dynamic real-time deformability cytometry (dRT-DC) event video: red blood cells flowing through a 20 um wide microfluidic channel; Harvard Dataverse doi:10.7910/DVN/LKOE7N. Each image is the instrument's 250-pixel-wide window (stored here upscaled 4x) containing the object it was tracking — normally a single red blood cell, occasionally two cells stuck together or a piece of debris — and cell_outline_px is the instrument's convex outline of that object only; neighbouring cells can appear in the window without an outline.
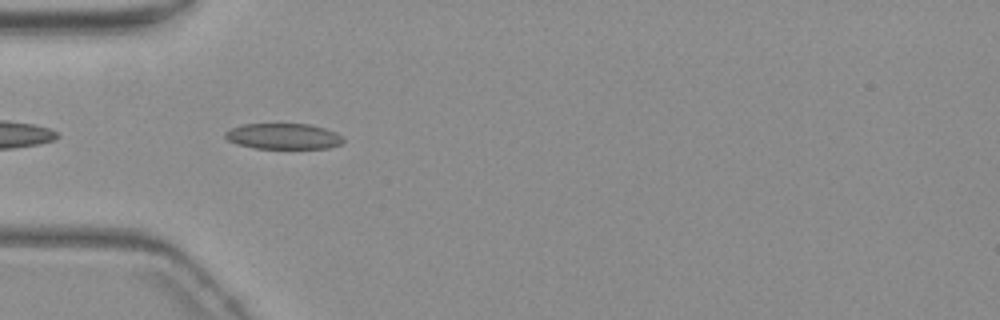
{"species": "common noctule bat (a hibernating species)", "species_latin": "Nyctalus noctula", "temperature_condition": "warm", "stored_images_in_passage": 6, "camera_frame_rate_fps": 3000, "um_per_image_px": 0.085, "animal": {"sex": "female", "body_mass_g": 19.3, "forearm_length_mm": 54.1}, "frame": {"image": 1, "passage_image": 5, "time_ms": 5.667, "image_size_px": [1000, 320], "cell_outline_px": [[344, 140], [340, 144], [328, 148], [256, 148], [236, 144], [228, 140], [224, 136], [224, 132], [232, 128], [244, 124], [308, 124], [324, 128], [336, 132]], "centroid_in_image_um": [24.06, 11.58], "position_along_channel_um": 60.9, "area_um2": 17.57}}
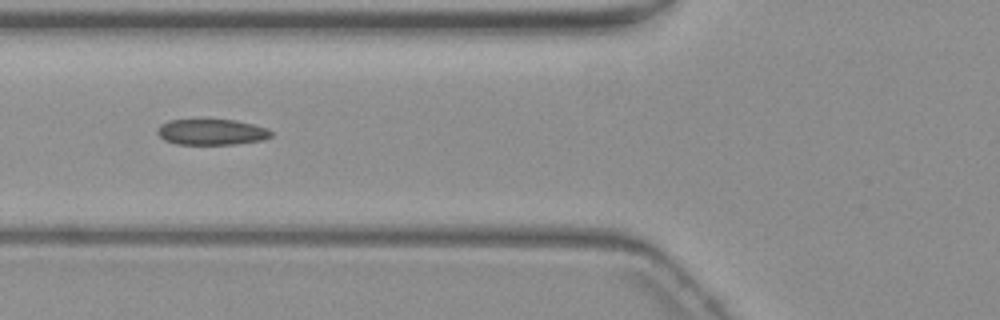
{"frame": {"image": 2, "passage_image": 6, "time_ms": 7.0, "image_size_px": [1000, 320], "cell_outline_px": [[272, 136], [264, 140], [236, 144], [176, 144], [164, 140], [156, 132], [160, 124], [168, 120], [236, 120], [268, 128], [272, 132]], "centroid_in_image_um": [17.99, 11.22], "position_along_channel_um": 107.8, "area_um2": 17.17}}